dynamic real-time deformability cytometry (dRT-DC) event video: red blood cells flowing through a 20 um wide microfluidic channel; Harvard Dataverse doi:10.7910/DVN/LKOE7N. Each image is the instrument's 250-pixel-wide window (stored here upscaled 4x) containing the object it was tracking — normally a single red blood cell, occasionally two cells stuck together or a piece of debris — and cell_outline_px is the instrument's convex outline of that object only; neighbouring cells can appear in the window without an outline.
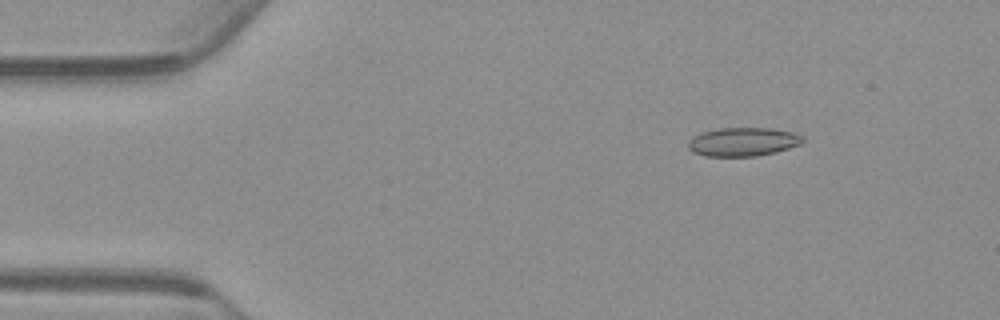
{"species": "common noctule bat (a hibernating species)", "species_latin": "Nyctalus noctula", "temperature_condition": "warm", "stored_images_in_passage": 55, "camera_frame_rate_fps": 3000, "um_per_image_px": 0.085, "animal": {"sex": "male", "body_mass_g": 23.1, "forearm_length_mm": 52.7}, "frame": {"image": 1, "passage_image": 8, "time_ms": 2.333, "image_size_px": [1000, 320], "cell_outline_px": [[804, 140], [800, 144], [776, 152], [756, 156], [704, 156], [692, 152], [688, 148], [688, 140], [692, 136], [704, 132], [720, 128], [768, 128], [796, 132], [804, 136]], "centroid_in_image_um": [63.16, 12.05], "position_along_channel_um": 21.8, "area_um2": 19.25}}
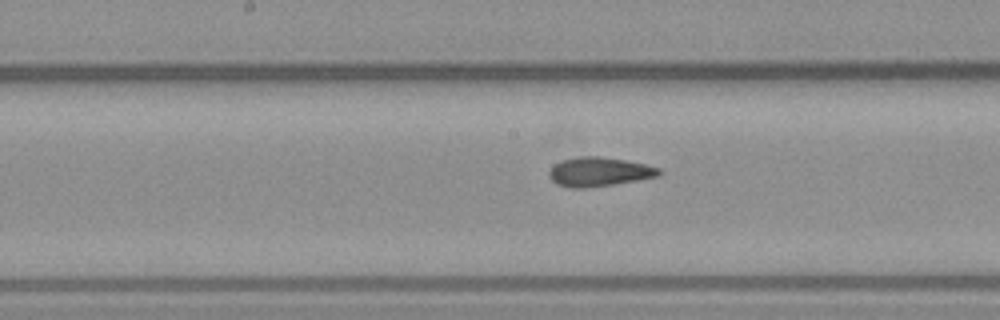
{"frame": {"image": 2, "passage_image": 28, "time_ms": 9.0, "image_size_px": [1000, 320], "cell_outline_px": [[664, 172], [660, 176], [588, 188], [568, 188], [556, 184], [548, 176], [548, 172], [556, 164], [564, 160], [580, 156], [600, 156], [624, 160], [644, 164], [660, 168]], "centroid_in_image_um": [50.93, 14.61], "position_along_channel_um": 197.3, "area_um2": 18.61}}
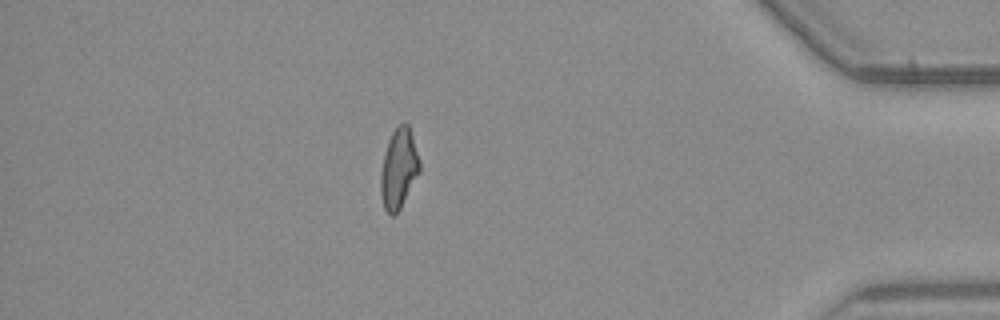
{"frame": {"image": 3, "passage_image": 48, "time_ms": 15.667, "image_size_px": [1000, 320], "cell_outline_px": [[420, 172], [400, 208], [392, 216], [384, 208], [380, 196], [380, 176], [384, 156], [388, 140], [392, 132], [404, 120], [408, 124], [412, 132], [420, 160]], "centroid_in_image_um": [33.9, 14.3], "position_along_channel_um": 401.3, "area_um2": 18.21}, "authors_computed_cell_mechanics": {"area_um2": 18.496, "velocity_mm_per_s": 3.7612, "shape_relaxation_time_tau1_ms": null, "shape_relaxation_time_tau2_ms": 2.2839, "deformation_change_tau1": null, "deformation_change_tau2": 0.1136}}